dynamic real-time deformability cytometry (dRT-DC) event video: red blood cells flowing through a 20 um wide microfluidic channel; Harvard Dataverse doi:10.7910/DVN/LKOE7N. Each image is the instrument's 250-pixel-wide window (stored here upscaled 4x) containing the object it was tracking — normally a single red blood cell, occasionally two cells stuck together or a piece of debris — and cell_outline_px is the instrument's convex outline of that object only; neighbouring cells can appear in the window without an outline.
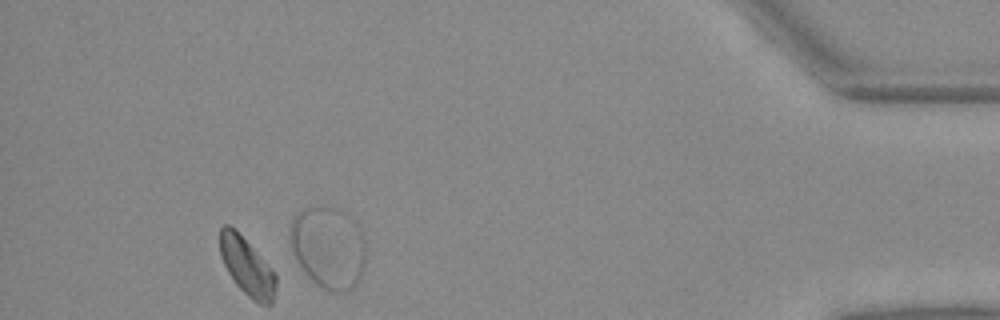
{"species": "Egyptian fruit bat (a non-hibernating species)", "species_latin": "Rousettus aegyptiacus", "temperature_condition": "warm", "stored_images_in_passage": 39, "segment_of_instrument_passage": [2, 2], "camera_frame_rate_fps": 3000, "um_per_image_px": 0.085, "animal": {"sex": "female"}, "frame": {"image": 1, "passage_image": 39, "time_ms": 12.667, "image_size_px": [1000, 320], "cell_outline_px": [[364, 264], [360, 276], [356, 284], [348, 292], [332, 292], [316, 284], [304, 272], [296, 260], [292, 252], [292, 216], [304, 208], [316, 204], [328, 204], [344, 212], [360, 228], [364, 240]], "centroid_in_image_um": [27.9, 21.0], "position_along_channel_um": 407.3, "area_um2": 36.3}}